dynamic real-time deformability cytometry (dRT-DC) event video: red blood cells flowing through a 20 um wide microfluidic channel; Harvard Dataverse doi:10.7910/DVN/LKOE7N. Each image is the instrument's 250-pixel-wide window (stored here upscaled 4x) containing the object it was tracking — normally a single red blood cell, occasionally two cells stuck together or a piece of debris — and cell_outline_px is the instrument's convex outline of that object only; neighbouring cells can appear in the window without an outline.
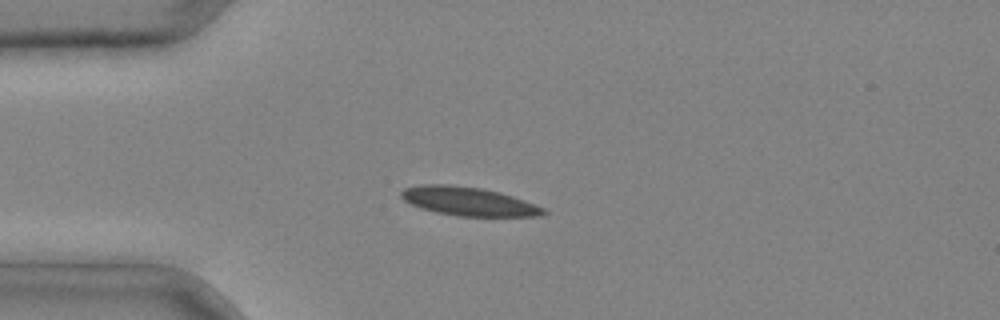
{"species": "common noctule bat (a hibernating species)", "species_latin": "Nyctalus noctula", "temperature_condition": "cold", "stored_images_in_passage": 3, "camera_frame_rate_fps": 3000, "um_per_image_px": 0.085, "animal": {"sex": "male", "body_mass_g": 20.4}, "frame": {"image": 1, "passage_image": 2, "time_ms": 0.333, "image_size_px": [1000, 320], "cell_outline_px": [[548, 212], [540, 216], [456, 216], [436, 212], [420, 208], [404, 200], [400, 196], [400, 192], [404, 188], [420, 184], [448, 184], [484, 188], [500, 192], [536, 204], [544, 208]], "centroid_in_image_um": [39.81, 17.11], "position_along_channel_um": 45.2, "area_um2": 23.93}}